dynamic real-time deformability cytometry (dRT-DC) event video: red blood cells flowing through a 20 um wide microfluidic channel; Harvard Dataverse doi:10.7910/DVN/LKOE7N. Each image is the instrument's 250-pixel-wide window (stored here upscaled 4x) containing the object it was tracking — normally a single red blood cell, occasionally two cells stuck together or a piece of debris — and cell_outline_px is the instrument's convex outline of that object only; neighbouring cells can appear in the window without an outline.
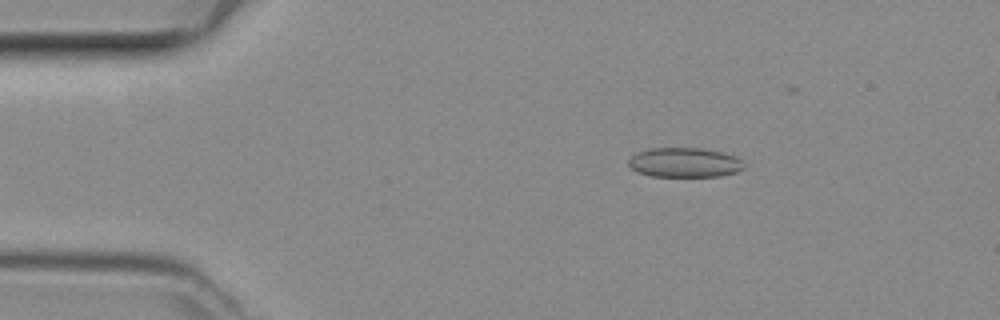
{"species": "common noctule bat (a hibernating species)", "species_latin": "Nyctalus noctula", "temperature_condition": "room temperature", "stored_images_in_passage": 20, "camera_frame_rate_fps": 3000, "um_per_image_px": 0.085, "animal": {"sex": "female", "body_mass_g": 29.2, "forearm_length_mm": 56.3}, "frame": {"image": 1, "passage_image": 8, "time_ms": 2.333, "image_size_px": [1000, 320], "cell_outline_px": [[744, 168], [736, 172], [720, 176], [652, 176], [636, 172], [628, 164], [628, 160], [636, 152], [648, 148], [704, 148], [724, 152], [736, 156], [744, 164]], "centroid_in_image_um": [58.18, 13.8], "position_along_channel_um": 26.8, "area_um2": 20.06}}
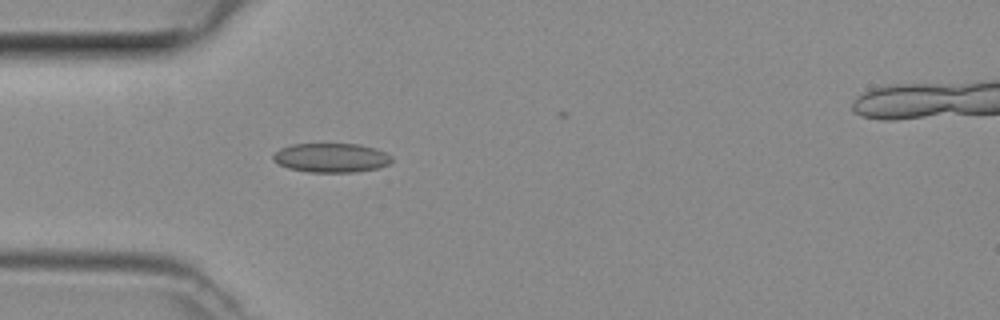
{"frame": {"image": 2, "passage_image": 14, "time_ms": 4.333, "image_size_px": [1000, 320], "cell_outline_px": [[392, 160], [388, 164], [376, 168], [356, 172], [308, 172], [288, 168], [272, 160], [272, 156], [280, 148], [292, 144], [360, 144], [376, 148], [392, 156]], "centroid_in_image_um": [28.15, 13.4], "position_along_channel_um": 56.9, "area_um2": 20.17}}
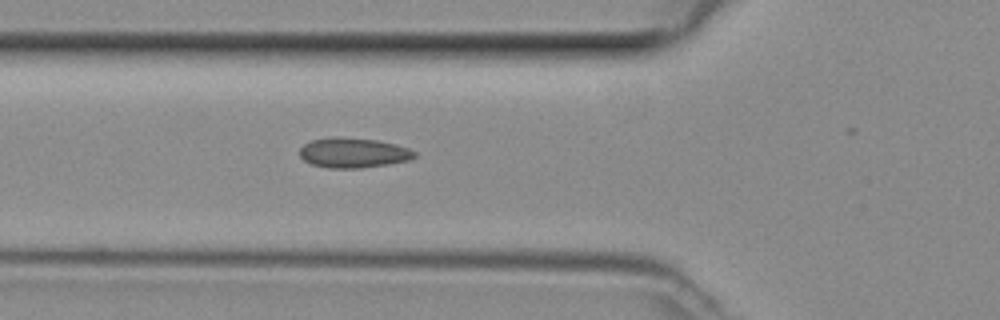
{"frame": {"image": 3, "passage_image": 17, "time_ms": 5.333, "image_size_px": [1000, 320], "cell_outline_px": [[416, 156], [412, 160], [388, 164], [360, 168], [328, 168], [312, 164], [304, 160], [300, 156], [300, 148], [304, 144], [312, 140], [332, 136], [340, 136], [376, 140], [396, 144], [408, 148], [416, 152]], "centroid_in_image_um": [30.04, 12.98], "position_along_channel_um": 95.8, "area_um2": 20.23}}